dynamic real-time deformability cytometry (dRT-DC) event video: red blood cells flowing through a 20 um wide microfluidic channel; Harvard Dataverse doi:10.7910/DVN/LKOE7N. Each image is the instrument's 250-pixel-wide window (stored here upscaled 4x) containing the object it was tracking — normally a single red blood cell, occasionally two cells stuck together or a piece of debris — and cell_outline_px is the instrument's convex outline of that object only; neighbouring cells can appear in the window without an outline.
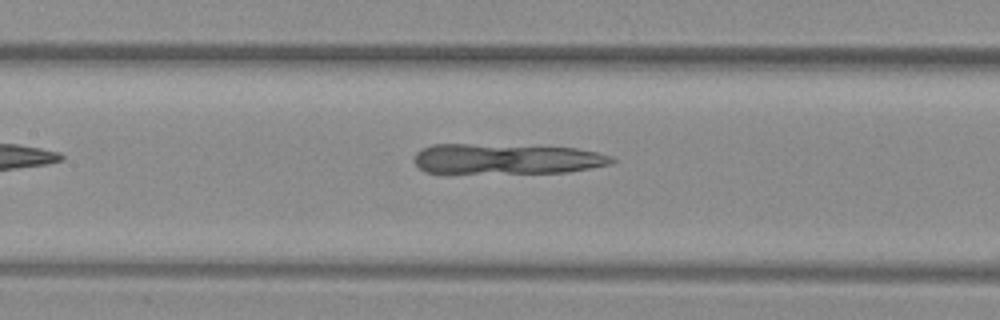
{"species": "common noctule bat (a hibernating species)", "species_latin": "Nyctalus noctula", "temperature_condition": "warm", "stored_images_in_passage": 35, "camera_frame_rate_fps": 3000, "um_per_image_px": 0.085, "animal": {"sex": "female", "body_mass_g": 29.2, "forearm_length_mm": 56.3}, "frame": {"image": 1, "passage_image": 10, "time_ms": 3.0, "image_size_px": [1000, 320], "cell_outline_px": [[616, 160], [612, 164], [592, 168], [568, 172], [424, 172], [416, 164], [416, 152], [420, 148], [432, 144], [472, 144], [576, 148], [596, 152], [612, 156]], "centroid_in_image_um": [43.09, 13.5], "position_along_channel_um": 164.3, "area_um2": 34.45}}